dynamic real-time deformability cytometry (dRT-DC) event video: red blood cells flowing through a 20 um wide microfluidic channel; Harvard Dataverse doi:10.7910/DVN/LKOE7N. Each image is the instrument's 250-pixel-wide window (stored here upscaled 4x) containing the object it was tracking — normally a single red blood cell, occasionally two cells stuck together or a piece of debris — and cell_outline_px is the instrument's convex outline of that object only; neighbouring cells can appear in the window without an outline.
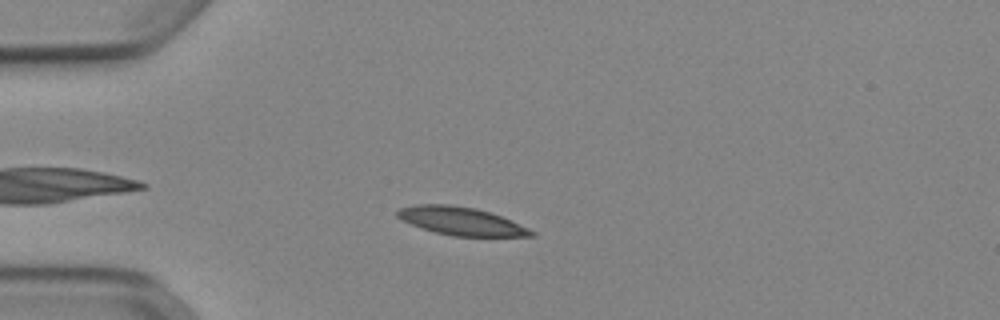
{"species": "Egyptian fruit bat (a non-hibernating species)", "species_latin": "Rousettus aegyptiacus", "temperature_condition": "cold", "stored_images_in_passage": 45, "camera_frame_rate_fps": 3000, "um_per_image_px": 0.085, "animal": {"sex": "female"}, "frame": {"image": 1, "passage_image": 7, "time_ms": 2.0, "image_size_px": [1000, 320], "cell_outline_px": [[536, 236], [452, 236], [436, 232], [400, 220], [396, 216], [396, 212], [400, 208], [416, 204], [448, 204], [476, 208], [500, 216], [528, 228], [536, 232]], "centroid_in_image_um": [39.17, 18.79], "position_along_channel_um": 45.8, "area_um2": 21.68}}
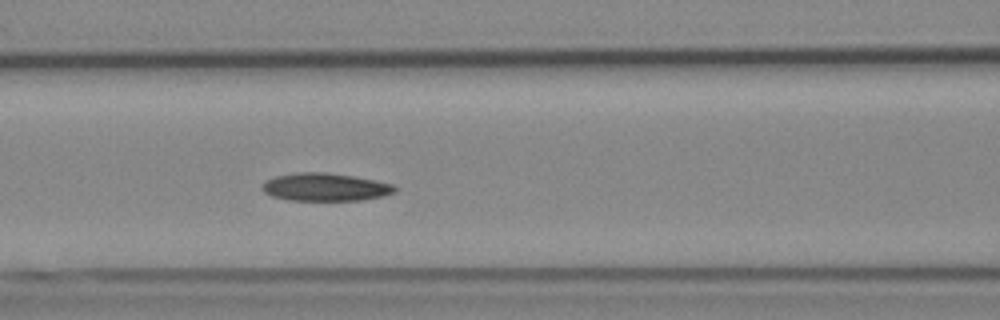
{"frame": {"image": 2, "passage_image": 16, "time_ms": 5.0, "image_size_px": [1000, 320], "cell_outline_px": [[396, 192], [384, 196], [360, 200], [288, 200], [272, 196], [264, 192], [260, 188], [264, 180], [276, 176], [296, 172], [324, 172], [352, 176], [392, 184], [396, 188]], "centroid_in_image_um": [27.59, 15.9], "position_along_channel_um": 139.0, "area_um2": 21.5}}
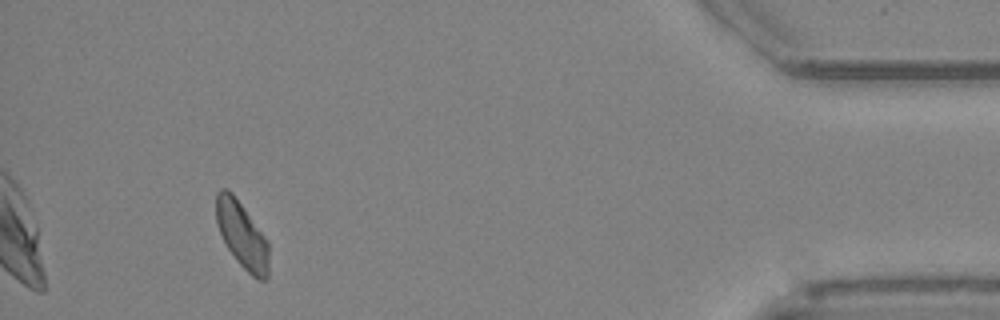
{"frame": {"image": 3, "passage_image": 42, "time_ms": 13.667, "image_size_px": [1000, 320], "cell_outline_px": [[268, 280], [260, 280], [252, 276], [236, 260], [228, 248], [220, 232], [216, 220], [216, 192], [220, 188], [224, 188], [232, 192], [268, 240]], "centroid_in_image_um": [20.57, 19.97], "position_along_channel_um": 414.6, "area_um2": 20.23}, "authors_computed_cell_mechanics": {"area_um2": 21.097, "velocity_mm_per_s": 3.8567, "shape_relaxation_time_tau1_ms": 7.4806, "shape_relaxation_time_tau2_ms": 6.5311, "deformation_change_tau1": 0.134, "deformation_change_tau2": 0.122}}